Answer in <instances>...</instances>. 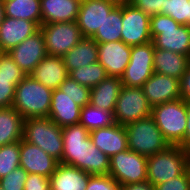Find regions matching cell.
<instances>
[{
	"instance_id": "7c38bea8",
	"label": "cell",
	"mask_w": 190,
	"mask_h": 190,
	"mask_svg": "<svg viewBox=\"0 0 190 190\" xmlns=\"http://www.w3.org/2000/svg\"><path fill=\"white\" fill-rule=\"evenodd\" d=\"M90 132L80 123L62 127L63 155L59 163L84 171V154Z\"/></svg>"
},
{
	"instance_id": "74e56055",
	"label": "cell",
	"mask_w": 190,
	"mask_h": 190,
	"mask_svg": "<svg viewBox=\"0 0 190 190\" xmlns=\"http://www.w3.org/2000/svg\"><path fill=\"white\" fill-rule=\"evenodd\" d=\"M86 190H121V185L109 174L91 175Z\"/></svg>"
},
{
	"instance_id": "f6af8a7d",
	"label": "cell",
	"mask_w": 190,
	"mask_h": 190,
	"mask_svg": "<svg viewBox=\"0 0 190 190\" xmlns=\"http://www.w3.org/2000/svg\"><path fill=\"white\" fill-rule=\"evenodd\" d=\"M107 1L113 2L116 5H124L130 3V0H107Z\"/></svg>"
},
{
	"instance_id": "b9f144b4",
	"label": "cell",
	"mask_w": 190,
	"mask_h": 190,
	"mask_svg": "<svg viewBox=\"0 0 190 190\" xmlns=\"http://www.w3.org/2000/svg\"><path fill=\"white\" fill-rule=\"evenodd\" d=\"M181 98L190 101V64L180 79Z\"/></svg>"
},
{
	"instance_id": "d4e9b609",
	"label": "cell",
	"mask_w": 190,
	"mask_h": 190,
	"mask_svg": "<svg viewBox=\"0 0 190 190\" xmlns=\"http://www.w3.org/2000/svg\"><path fill=\"white\" fill-rule=\"evenodd\" d=\"M190 64V57L169 50L155 48L154 72L181 79Z\"/></svg>"
},
{
	"instance_id": "9a60e30c",
	"label": "cell",
	"mask_w": 190,
	"mask_h": 190,
	"mask_svg": "<svg viewBox=\"0 0 190 190\" xmlns=\"http://www.w3.org/2000/svg\"><path fill=\"white\" fill-rule=\"evenodd\" d=\"M115 6V3L107 0L81 1L76 23L83 37L91 38Z\"/></svg>"
},
{
	"instance_id": "ffe728a7",
	"label": "cell",
	"mask_w": 190,
	"mask_h": 190,
	"mask_svg": "<svg viewBox=\"0 0 190 190\" xmlns=\"http://www.w3.org/2000/svg\"><path fill=\"white\" fill-rule=\"evenodd\" d=\"M92 143L109 158L128 149L125 126L115 123L90 132Z\"/></svg>"
},
{
	"instance_id": "4dcf8cb0",
	"label": "cell",
	"mask_w": 190,
	"mask_h": 190,
	"mask_svg": "<svg viewBox=\"0 0 190 190\" xmlns=\"http://www.w3.org/2000/svg\"><path fill=\"white\" fill-rule=\"evenodd\" d=\"M79 123L89 132L114 125V113L87 104L81 108Z\"/></svg>"
},
{
	"instance_id": "9c48e42d",
	"label": "cell",
	"mask_w": 190,
	"mask_h": 190,
	"mask_svg": "<svg viewBox=\"0 0 190 190\" xmlns=\"http://www.w3.org/2000/svg\"><path fill=\"white\" fill-rule=\"evenodd\" d=\"M47 55L63 57L84 37L76 21L41 24Z\"/></svg>"
},
{
	"instance_id": "4316f807",
	"label": "cell",
	"mask_w": 190,
	"mask_h": 190,
	"mask_svg": "<svg viewBox=\"0 0 190 190\" xmlns=\"http://www.w3.org/2000/svg\"><path fill=\"white\" fill-rule=\"evenodd\" d=\"M62 58L68 74L80 66L96 63L98 62L97 43L92 38L84 37Z\"/></svg>"
},
{
	"instance_id": "52a82bcc",
	"label": "cell",
	"mask_w": 190,
	"mask_h": 190,
	"mask_svg": "<svg viewBox=\"0 0 190 190\" xmlns=\"http://www.w3.org/2000/svg\"><path fill=\"white\" fill-rule=\"evenodd\" d=\"M152 106L141 87L122 86L114 109V119L119 125L126 126L151 116Z\"/></svg>"
},
{
	"instance_id": "7dc6e473",
	"label": "cell",
	"mask_w": 190,
	"mask_h": 190,
	"mask_svg": "<svg viewBox=\"0 0 190 190\" xmlns=\"http://www.w3.org/2000/svg\"><path fill=\"white\" fill-rule=\"evenodd\" d=\"M187 171L190 177V151L188 150V157H187Z\"/></svg>"
},
{
	"instance_id": "7bdbcfd3",
	"label": "cell",
	"mask_w": 190,
	"mask_h": 190,
	"mask_svg": "<svg viewBox=\"0 0 190 190\" xmlns=\"http://www.w3.org/2000/svg\"><path fill=\"white\" fill-rule=\"evenodd\" d=\"M186 130L183 140L178 144V146L189 150L190 149V101H186Z\"/></svg>"
},
{
	"instance_id": "d590c367",
	"label": "cell",
	"mask_w": 190,
	"mask_h": 190,
	"mask_svg": "<svg viewBox=\"0 0 190 190\" xmlns=\"http://www.w3.org/2000/svg\"><path fill=\"white\" fill-rule=\"evenodd\" d=\"M60 91L71 97L80 107L90 104V88L79 84L68 76L58 87Z\"/></svg>"
},
{
	"instance_id": "7a4b0ae2",
	"label": "cell",
	"mask_w": 190,
	"mask_h": 190,
	"mask_svg": "<svg viewBox=\"0 0 190 190\" xmlns=\"http://www.w3.org/2000/svg\"><path fill=\"white\" fill-rule=\"evenodd\" d=\"M150 33L155 48L190 57V26L180 25L170 16L150 17Z\"/></svg>"
},
{
	"instance_id": "30bf717a",
	"label": "cell",
	"mask_w": 190,
	"mask_h": 190,
	"mask_svg": "<svg viewBox=\"0 0 190 190\" xmlns=\"http://www.w3.org/2000/svg\"><path fill=\"white\" fill-rule=\"evenodd\" d=\"M153 42L131 46L130 61L125 69L121 82L126 87H141L154 74Z\"/></svg>"
},
{
	"instance_id": "f1b7e54d",
	"label": "cell",
	"mask_w": 190,
	"mask_h": 190,
	"mask_svg": "<svg viewBox=\"0 0 190 190\" xmlns=\"http://www.w3.org/2000/svg\"><path fill=\"white\" fill-rule=\"evenodd\" d=\"M4 15L42 24L40 0H9L3 2Z\"/></svg>"
},
{
	"instance_id": "e575fe53",
	"label": "cell",
	"mask_w": 190,
	"mask_h": 190,
	"mask_svg": "<svg viewBox=\"0 0 190 190\" xmlns=\"http://www.w3.org/2000/svg\"><path fill=\"white\" fill-rule=\"evenodd\" d=\"M160 14L170 16L180 25L190 26L189 0H166L165 7Z\"/></svg>"
},
{
	"instance_id": "5bb4252c",
	"label": "cell",
	"mask_w": 190,
	"mask_h": 190,
	"mask_svg": "<svg viewBox=\"0 0 190 190\" xmlns=\"http://www.w3.org/2000/svg\"><path fill=\"white\" fill-rule=\"evenodd\" d=\"M98 62L108 76L121 78L130 61L131 46L122 40L99 43Z\"/></svg>"
},
{
	"instance_id": "4fadbf2b",
	"label": "cell",
	"mask_w": 190,
	"mask_h": 190,
	"mask_svg": "<svg viewBox=\"0 0 190 190\" xmlns=\"http://www.w3.org/2000/svg\"><path fill=\"white\" fill-rule=\"evenodd\" d=\"M8 54L26 75H30L47 55L41 30L27 37L19 45L12 48Z\"/></svg>"
},
{
	"instance_id": "1f68e13d",
	"label": "cell",
	"mask_w": 190,
	"mask_h": 190,
	"mask_svg": "<svg viewBox=\"0 0 190 190\" xmlns=\"http://www.w3.org/2000/svg\"><path fill=\"white\" fill-rule=\"evenodd\" d=\"M109 168L110 158L92 143L89 136L84 154V172L90 175H107Z\"/></svg>"
},
{
	"instance_id": "d6986e66",
	"label": "cell",
	"mask_w": 190,
	"mask_h": 190,
	"mask_svg": "<svg viewBox=\"0 0 190 190\" xmlns=\"http://www.w3.org/2000/svg\"><path fill=\"white\" fill-rule=\"evenodd\" d=\"M25 76L8 52L0 54V108L12 107L15 88Z\"/></svg>"
},
{
	"instance_id": "ac0fdd59",
	"label": "cell",
	"mask_w": 190,
	"mask_h": 190,
	"mask_svg": "<svg viewBox=\"0 0 190 190\" xmlns=\"http://www.w3.org/2000/svg\"><path fill=\"white\" fill-rule=\"evenodd\" d=\"M39 30L40 26L36 22L5 16L0 24V51L9 52Z\"/></svg>"
},
{
	"instance_id": "ba28073f",
	"label": "cell",
	"mask_w": 190,
	"mask_h": 190,
	"mask_svg": "<svg viewBox=\"0 0 190 190\" xmlns=\"http://www.w3.org/2000/svg\"><path fill=\"white\" fill-rule=\"evenodd\" d=\"M109 175L121 186L147 181V157L130 149L110 158Z\"/></svg>"
},
{
	"instance_id": "60d3db41",
	"label": "cell",
	"mask_w": 190,
	"mask_h": 190,
	"mask_svg": "<svg viewBox=\"0 0 190 190\" xmlns=\"http://www.w3.org/2000/svg\"><path fill=\"white\" fill-rule=\"evenodd\" d=\"M24 190H50V179L40 174H28Z\"/></svg>"
},
{
	"instance_id": "ab89813d",
	"label": "cell",
	"mask_w": 190,
	"mask_h": 190,
	"mask_svg": "<svg viewBox=\"0 0 190 190\" xmlns=\"http://www.w3.org/2000/svg\"><path fill=\"white\" fill-rule=\"evenodd\" d=\"M154 190H190V177L186 170L182 175L154 186Z\"/></svg>"
},
{
	"instance_id": "5b68a950",
	"label": "cell",
	"mask_w": 190,
	"mask_h": 190,
	"mask_svg": "<svg viewBox=\"0 0 190 190\" xmlns=\"http://www.w3.org/2000/svg\"><path fill=\"white\" fill-rule=\"evenodd\" d=\"M128 149L145 157L166 150L170 144L150 116L125 126Z\"/></svg>"
},
{
	"instance_id": "277c9868",
	"label": "cell",
	"mask_w": 190,
	"mask_h": 190,
	"mask_svg": "<svg viewBox=\"0 0 190 190\" xmlns=\"http://www.w3.org/2000/svg\"><path fill=\"white\" fill-rule=\"evenodd\" d=\"M22 139L40 147L59 162L62 160V127L49 117L24 119Z\"/></svg>"
},
{
	"instance_id": "44dd1931",
	"label": "cell",
	"mask_w": 190,
	"mask_h": 190,
	"mask_svg": "<svg viewBox=\"0 0 190 190\" xmlns=\"http://www.w3.org/2000/svg\"><path fill=\"white\" fill-rule=\"evenodd\" d=\"M81 108L58 88L53 90L48 117L60 127L79 123Z\"/></svg>"
},
{
	"instance_id": "8d00e7d4",
	"label": "cell",
	"mask_w": 190,
	"mask_h": 190,
	"mask_svg": "<svg viewBox=\"0 0 190 190\" xmlns=\"http://www.w3.org/2000/svg\"><path fill=\"white\" fill-rule=\"evenodd\" d=\"M28 173L18 167L7 176L0 178V187L3 190H24V184Z\"/></svg>"
},
{
	"instance_id": "484cf974",
	"label": "cell",
	"mask_w": 190,
	"mask_h": 190,
	"mask_svg": "<svg viewBox=\"0 0 190 190\" xmlns=\"http://www.w3.org/2000/svg\"><path fill=\"white\" fill-rule=\"evenodd\" d=\"M121 78L107 76L90 90V104L94 107L114 112L116 101L122 88Z\"/></svg>"
},
{
	"instance_id": "e0dca14e",
	"label": "cell",
	"mask_w": 190,
	"mask_h": 190,
	"mask_svg": "<svg viewBox=\"0 0 190 190\" xmlns=\"http://www.w3.org/2000/svg\"><path fill=\"white\" fill-rule=\"evenodd\" d=\"M20 167L28 174L35 173L50 177L59 161L48 155L40 147L24 141H20Z\"/></svg>"
},
{
	"instance_id": "2e32d148",
	"label": "cell",
	"mask_w": 190,
	"mask_h": 190,
	"mask_svg": "<svg viewBox=\"0 0 190 190\" xmlns=\"http://www.w3.org/2000/svg\"><path fill=\"white\" fill-rule=\"evenodd\" d=\"M142 89L152 107L181 98L180 80L156 72L143 84Z\"/></svg>"
},
{
	"instance_id": "d6a6232c",
	"label": "cell",
	"mask_w": 190,
	"mask_h": 190,
	"mask_svg": "<svg viewBox=\"0 0 190 190\" xmlns=\"http://www.w3.org/2000/svg\"><path fill=\"white\" fill-rule=\"evenodd\" d=\"M68 76L77 81L79 84L89 87L90 89L98 85L108 75L105 68L99 63L80 66L71 71Z\"/></svg>"
},
{
	"instance_id": "603a6c76",
	"label": "cell",
	"mask_w": 190,
	"mask_h": 190,
	"mask_svg": "<svg viewBox=\"0 0 190 190\" xmlns=\"http://www.w3.org/2000/svg\"><path fill=\"white\" fill-rule=\"evenodd\" d=\"M80 0H40L42 24L77 20Z\"/></svg>"
},
{
	"instance_id": "f546056e",
	"label": "cell",
	"mask_w": 190,
	"mask_h": 190,
	"mask_svg": "<svg viewBox=\"0 0 190 190\" xmlns=\"http://www.w3.org/2000/svg\"><path fill=\"white\" fill-rule=\"evenodd\" d=\"M122 5H116L91 37L97 44L121 40Z\"/></svg>"
},
{
	"instance_id": "6da1fadb",
	"label": "cell",
	"mask_w": 190,
	"mask_h": 190,
	"mask_svg": "<svg viewBox=\"0 0 190 190\" xmlns=\"http://www.w3.org/2000/svg\"><path fill=\"white\" fill-rule=\"evenodd\" d=\"M53 90L26 75L15 88L12 107L24 119L48 117L51 107Z\"/></svg>"
},
{
	"instance_id": "ee69618b",
	"label": "cell",
	"mask_w": 190,
	"mask_h": 190,
	"mask_svg": "<svg viewBox=\"0 0 190 190\" xmlns=\"http://www.w3.org/2000/svg\"><path fill=\"white\" fill-rule=\"evenodd\" d=\"M121 190H154V186H152L148 181H146L142 183L121 186Z\"/></svg>"
},
{
	"instance_id": "8992f818",
	"label": "cell",
	"mask_w": 190,
	"mask_h": 190,
	"mask_svg": "<svg viewBox=\"0 0 190 190\" xmlns=\"http://www.w3.org/2000/svg\"><path fill=\"white\" fill-rule=\"evenodd\" d=\"M151 117L170 145H178L186 130V101L182 98L152 107Z\"/></svg>"
},
{
	"instance_id": "83f0119b",
	"label": "cell",
	"mask_w": 190,
	"mask_h": 190,
	"mask_svg": "<svg viewBox=\"0 0 190 190\" xmlns=\"http://www.w3.org/2000/svg\"><path fill=\"white\" fill-rule=\"evenodd\" d=\"M24 118L13 107L0 108V147L22 140Z\"/></svg>"
},
{
	"instance_id": "7402d4cb",
	"label": "cell",
	"mask_w": 190,
	"mask_h": 190,
	"mask_svg": "<svg viewBox=\"0 0 190 190\" xmlns=\"http://www.w3.org/2000/svg\"><path fill=\"white\" fill-rule=\"evenodd\" d=\"M51 90L57 89L68 77L62 57L46 55L30 74Z\"/></svg>"
},
{
	"instance_id": "f35d334b",
	"label": "cell",
	"mask_w": 190,
	"mask_h": 190,
	"mask_svg": "<svg viewBox=\"0 0 190 190\" xmlns=\"http://www.w3.org/2000/svg\"><path fill=\"white\" fill-rule=\"evenodd\" d=\"M166 0H130V4L142 10L148 16L160 14Z\"/></svg>"
},
{
	"instance_id": "bcb514c9",
	"label": "cell",
	"mask_w": 190,
	"mask_h": 190,
	"mask_svg": "<svg viewBox=\"0 0 190 190\" xmlns=\"http://www.w3.org/2000/svg\"><path fill=\"white\" fill-rule=\"evenodd\" d=\"M4 17L5 15H4V9H3V2L2 0H0V24L2 23Z\"/></svg>"
},
{
	"instance_id": "836d02e7",
	"label": "cell",
	"mask_w": 190,
	"mask_h": 190,
	"mask_svg": "<svg viewBox=\"0 0 190 190\" xmlns=\"http://www.w3.org/2000/svg\"><path fill=\"white\" fill-rule=\"evenodd\" d=\"M20 141L0 147V178L20 166Z\"/></svg>"
},
{
	"instance_id": "8fae6325",
	"label": "cell",
	"mask_w": 190,
	"mask_h": 190,
	"mask_svg": "<svg viewBox=\"0 0 190 190\" xmlns=\"http://www.w3.org/2000/svg\"><path fill=\"white\" fill-rule=\"evenodd\" d=\"M121 40L130 46L152 41L150 16L130 3L122 5Z\"/></svg>"
},
{
	"instance_id": "3957f363",
	"label": "cell",
	"mask_w": 190,
	"mask_h": 190,
	"mask_svg": "<svg viewBox=\"0 0 190 190\" xmlns=\"http://www.w3.org/2000/svg\"><path fill=\"white\" fill-rule=\"evenodd\" d=\"M187 157L188 150L178 145L147 157V181L155 186L182 175L187 170Z\"/></svg>"
},
{
	"instance_id": "cb8c5ba5",
	"label": "cell",
	"mask_w": 190,
	"mask_h": 190,
	"mask_svg": "<svg viewBox=\"0 0 190 190\" xmlns=\"http://www.w3.org/2000/svg\"><path fill=\"white\" fill-rule=\"evenodd\" d=\"M90 176L77 167L59 163L49 177L50 190H86Z\"/></svg>"
}]
</instances>
